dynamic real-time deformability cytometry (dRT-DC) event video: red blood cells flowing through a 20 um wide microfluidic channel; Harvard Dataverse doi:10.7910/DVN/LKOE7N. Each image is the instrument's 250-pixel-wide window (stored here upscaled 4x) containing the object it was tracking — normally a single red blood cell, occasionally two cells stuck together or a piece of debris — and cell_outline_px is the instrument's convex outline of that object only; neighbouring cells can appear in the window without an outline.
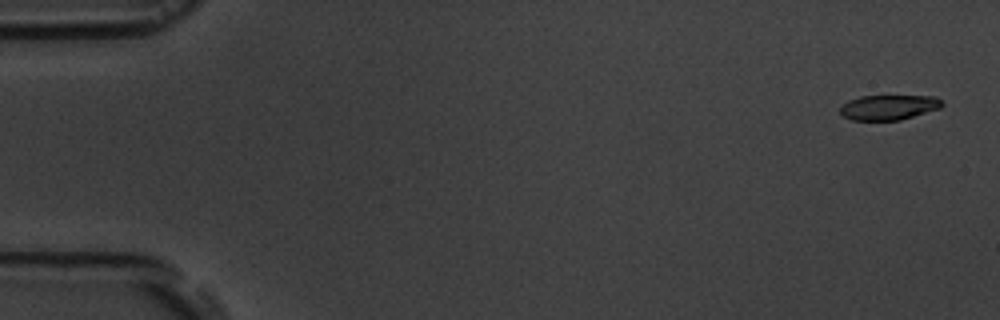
{"species": "common noctule bat (a hibernating species)", "species_latin": "Nyctalus noctula", "temperature_condition": "room temperature", "stored_images_in_passage": 11, "camera_frame_rate_fps": 3000, "um_per_image_px": 0.085, "animal": {"sex": "male", "body_mass_g": 19.5, "forearm_length_mm": 54.6}, "frame": {"image": 1, "passage_image": 1, "time_ms": 0.0, "image_size_px": [1000, 320], "cell_outline_px": [[944, 104], [940, 108], [900, 120], [852, 120], [844, 116], [840, 112], [840, 108], [848, 100], [860, 96], [936, 96]], "centroid_in_image_um": [75.54, 9.12], "position_along_channel_um": 9.5, "area_um2": 14.74}}
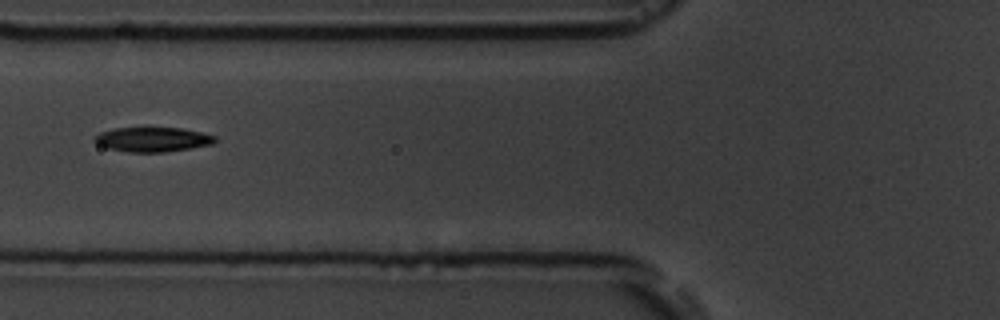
{"frame": {"image": 2, "passage_image": 6, "time_ms": 6.667, "image_size_px": [1000, 320], "cell_outline_px": [[216, 140], [212, 144], [164, 152], [128, 152], [108, 148], [96, 144], [92, 140], [100, 132], [112, 128], [144, 124], [180, 128], [200, 132], [216, 136]], "centroid_in_image_um": [12.89, 11.79], "position_along_channel_um": 112.9, "area_um2": 18.09}}
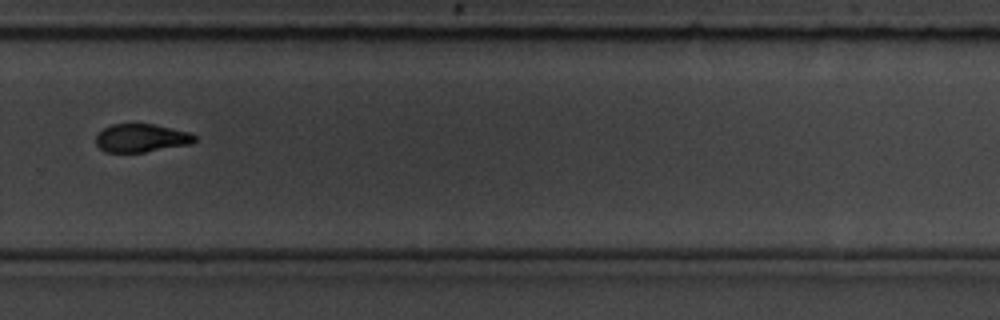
{"frame": {"image": 3, "passage_image": 11, "time_ms": 12.333, "image_size_px": [1000, 320], "cell_outline_px": [[196, 140], [192, 144], [144, 152], [104, 152], [96, 144], [96, 136], [104, 128], [112, 124], [152, 124], [192, 132], [196, 136]], "centroid_in_image_um": [12.04, 11.73], "position_along_channel_um": 317.8, "area_um2": 16.3}}